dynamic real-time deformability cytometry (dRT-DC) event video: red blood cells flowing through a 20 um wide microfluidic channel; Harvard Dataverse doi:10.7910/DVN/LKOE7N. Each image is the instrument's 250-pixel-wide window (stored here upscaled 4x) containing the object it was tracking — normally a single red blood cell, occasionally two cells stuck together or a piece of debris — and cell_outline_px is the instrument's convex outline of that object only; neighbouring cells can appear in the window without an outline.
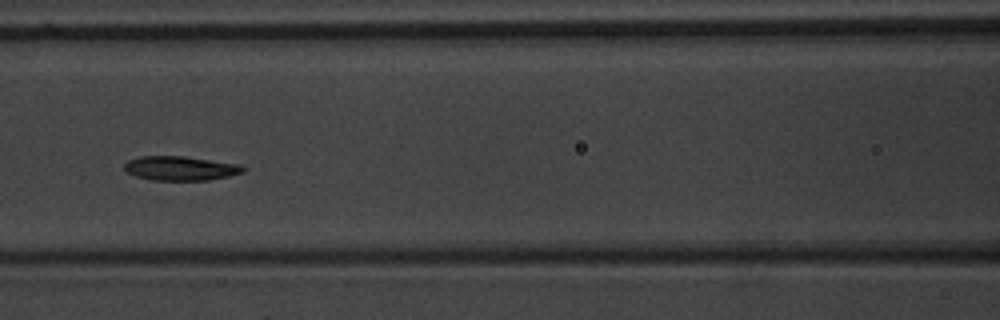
{"species": "common noctule bat (a hibernating species)", "species_latin": "Nyctalus noctula", "temperature_condition": "warm", "stored_images_in_passage": 9, "camera_frame_rate_fps": 3000, "um_per_image_px": 0.085, "animal": {"sex": "male", "body_mass_g": 20.1, "forearm_length_mm": 53.5}, "frame": {"image": 1, "passage_image": 6, "time_ms": 6.0, "image_size_px": [1000, 320], "cell_outline_px": [[248, 168], [244, 172], [228, 176], [208, 180], [152, 180], [136, 176], [128, 172], [124, 168], [124, 164], [128, 160], [140, 156], [184, 156], [244, 164]], "centroid_in_image_um": [15.41, 14.29], "position_along_channel_um": 151.2, "area_um2": 16.99}}
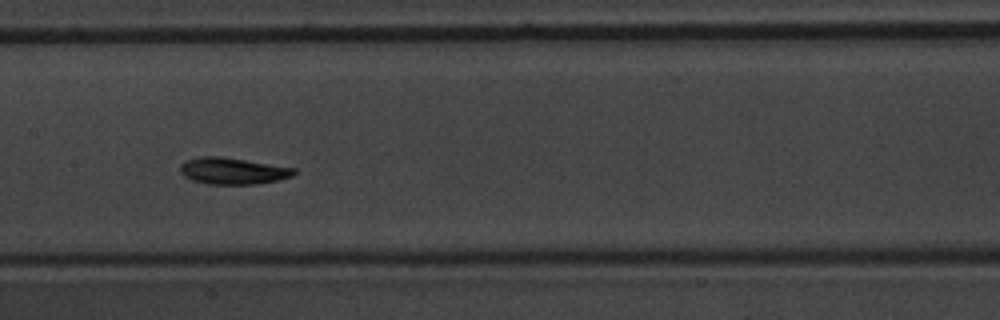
{"frame": {"image": 2, "passage_image": 7, "time_ms": 7.0, "image_size_px": [1000, 320], "cell_outline_px": [[296, 172], [292, 176], [280, 180], [256, 184], [208, 184], [192, 180], [184, 176], [180, 172], [180, 164], [188, 160], [200, 156], [220, 156], [296, 168]], "centroid_in_image_um": [19.79, 14.53], "position_along_channel_um": 187.6, "area_um2": 17.63}}
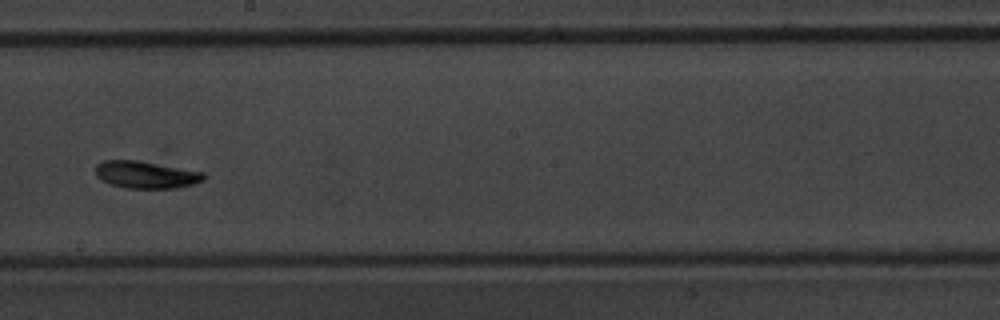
{"frame": {"image": 3, "passage_image": 8, "time_ms": 8.333, "image_size_px": [1000, 320], "cell_outline_px": [[208, 176], [204, 180], [192, 184], [176, 188], [124, 188], [108, 184], [100, 180], [96, 176], [96, 164], [104, 160], [136, 160], [204, 172]], "centroid_in_image_um": [12.39, 14.86], "position_along_channel_um": 235.8, "area_um2": 17.28}}